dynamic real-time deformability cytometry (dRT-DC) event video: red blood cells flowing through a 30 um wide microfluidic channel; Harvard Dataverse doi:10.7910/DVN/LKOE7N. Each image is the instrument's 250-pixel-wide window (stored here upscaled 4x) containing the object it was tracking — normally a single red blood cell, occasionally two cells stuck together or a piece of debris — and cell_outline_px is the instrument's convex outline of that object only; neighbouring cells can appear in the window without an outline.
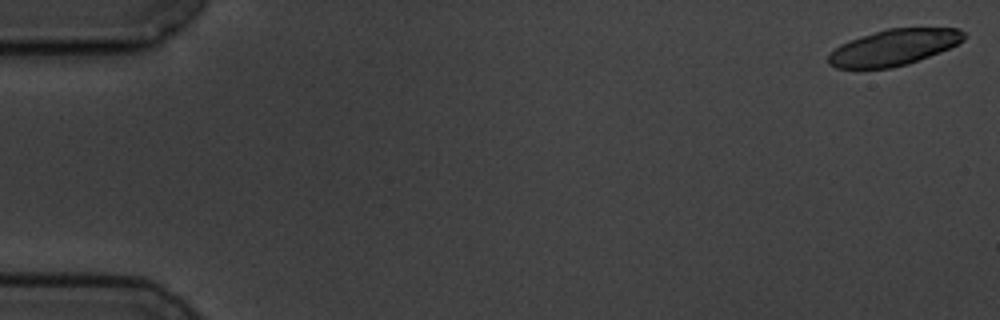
{"species": "common noctule bat (a hibernating species)", "species_latin": "Nyctalus noctula", "temperature_condition": "cold", "stored_images_in_passage": 5, "camera_frame_rate_fps": 3000, "um_per_image_px": 0.085, "animal": {"sex": "male", "body_mass_g": 19.5, "forearm_length_mm": 54.6}, "frame": {"image": 1, "passage_image": 1, "time_ms": 0.0, "image_size_px": [1000, 320], "cell_outline_px": [[968, 36], [964, 40], [940, 52], [908, 64], [892, 68], [836, 68], [828, 64], [828, 56], [840, 44], [888, 28], [960, 28]], "centroid_in_image_um": [76.01, 4.03], "position_along_channel_um": 9.0, "area_um2": 28.21}}